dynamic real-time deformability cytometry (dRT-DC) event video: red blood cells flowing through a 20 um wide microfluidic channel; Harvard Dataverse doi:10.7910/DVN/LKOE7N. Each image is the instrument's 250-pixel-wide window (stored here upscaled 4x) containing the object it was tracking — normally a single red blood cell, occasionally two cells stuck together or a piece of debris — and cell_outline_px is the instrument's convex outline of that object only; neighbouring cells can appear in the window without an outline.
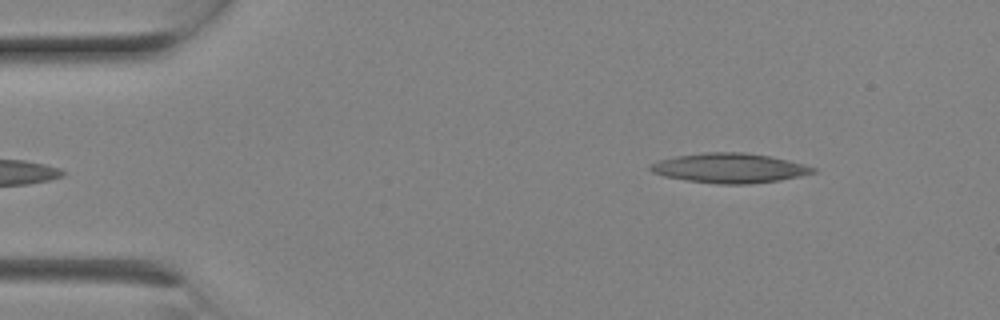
{"species": "Egyptian fruit bat (a non-hibernating species)", "species_latin": "Rousettus aegyptiacus", "temperature_condition": "room temperature", "stored_images_in_passage": 2, "camera_frame_rate_fps": 3000, "um_per_image_px": 0.085, "animal": {"sex": "female"}, "frame": {"image": 1, "passage_image": 2, "time_ms": 0.333, "image_size_px": [1000, 320], "cell_outline_px": [[816, 172], [800, 176], [780, 180], [748, 184], [716, 184], [688, 180], [664, 176], [652, 172], [648, 168], [656, 160], [676, 156], [704, 152], [744, 152], [768, 156], [788, 160], [804, 164], [816, 168]], "centroid_in_image_um": [62.0, 14.28], "position_along_channel_um": 23.0, "area_um2": 28.09}}